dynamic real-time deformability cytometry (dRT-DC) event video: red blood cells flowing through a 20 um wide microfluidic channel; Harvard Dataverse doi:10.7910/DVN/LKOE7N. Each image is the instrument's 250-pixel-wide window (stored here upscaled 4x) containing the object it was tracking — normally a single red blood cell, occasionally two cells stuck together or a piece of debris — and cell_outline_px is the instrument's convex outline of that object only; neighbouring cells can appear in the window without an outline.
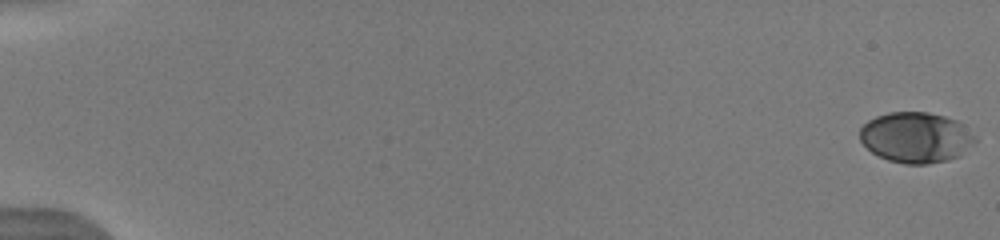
{"species": "human", "species_latin": "Homo sapiens", "temperature_condition": "warm", "stored_images_in_passage": 24, "camera_frame_rate_fps": 3000, "um_per_image_px": 0.085, "donor": {"sex": "male"}, "frame": {"image": 1, "passage_image": 1, "time_ms": 0.0, "image_size_px": [1000, 240], "cell_outline_px": [[976, 140], [960, 156], [948, 160], [928, 164], [904, 164], [888, 160], [872, 152], [860, 140], [860, 128], [868, 120], [876, 116], [888, 112], [928, 112], [944, 116], [956, 120], [976, 136]], "centroid_in_image_um": [77.85, 11.68], "position_along_channel_um": 7.2, "area_um2": 33.93}}